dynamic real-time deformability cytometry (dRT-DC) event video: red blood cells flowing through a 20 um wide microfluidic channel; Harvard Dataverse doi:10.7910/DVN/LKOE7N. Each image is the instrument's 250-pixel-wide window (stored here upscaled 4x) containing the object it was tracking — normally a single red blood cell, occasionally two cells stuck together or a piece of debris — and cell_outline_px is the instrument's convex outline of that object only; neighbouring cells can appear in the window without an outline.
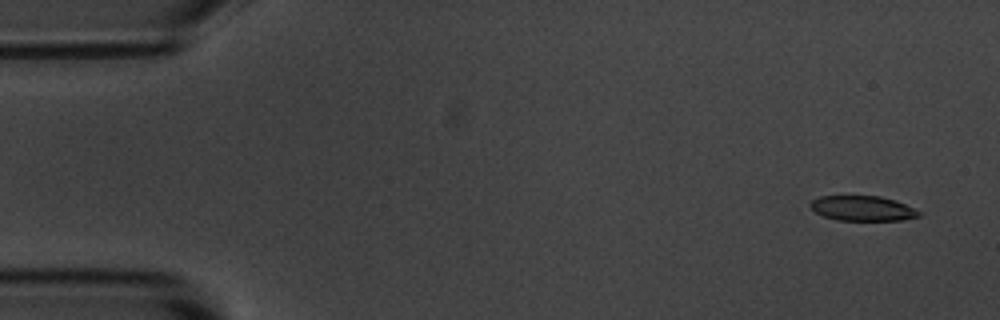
{"species": "common noctule bat (a hibernating species)", "species_latin": "Nyctalus noctula", "temperature_condition": "room temperature", "stored_images_in_passage": 14, "camera_frame_rate_fps": 3000, "um_per_image_px": 0.085, "animal": {"sex": "male", "body_mass_g": 20.1, "forearm_length_mm": 53.5}, "frame": {"image": 1, "passage_image": 1, "time_ms": 0.0, "image_size_px": [1000, 320], "cell_outline_px": [[924, 212], [920, 216], [900, 220], [836, 220], [824, 216], [816, 212], [808, 204], [812, 200], [820, 196], [880, 196], [896, 200]], "centroid_in_image_um": [73.36, 17.7], "position_along_channel_um": 11.6, "area_um2": 15.9}}
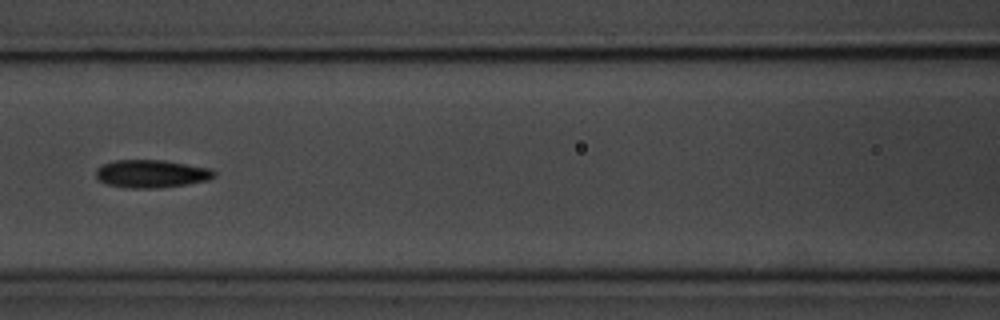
{"frame": {"image": 2, "passage_image": 6, "time_ms": 7.0, "image_size_px": [1000, 320], "cell_outline_px": [[216, 176], [208, 180], [188, 184], [160, 188], [132, 188], [108, 184], [96, 180], [96, 168], [104, 164], [116, 160], [164, 160], [208, 168], [216, 172]], "centroid_in_image_um": [12.87, 14.77], "position_along_channel_um": 153.7, "area_um2": 19.19}}
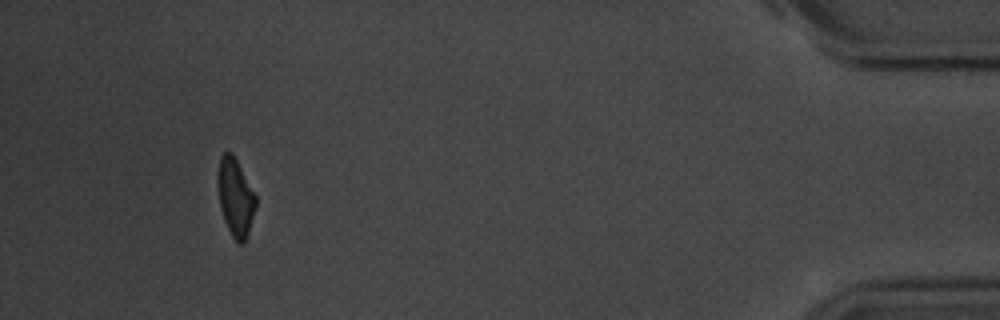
{"frame": {"image": 3, "passage_image": 13, "time_ms": 16.0, "image_size_px": [1000, 320], "cell_outline_px": [[256, 204], [248, 232], [244, 244], [236, 244], [224, 220], [220, 204], [216, 180], [216, 176], [220, 156], [224, 152], [232, 152], [256, 196]], "centroid_in_image_um": [19.98, 16.76], "position_along_channel_um": 415.2, "area_um2": 17.17}, "authors_computed_cell_mechanics": {"area_um2": 18.3804, "velocity_mm_per_s": 3.6644, "shape_relaxation_time_tau1_ms": 6.7615, "shape_relaxation_time_tau2_ms": 4.1256, "deformation_change_tau1": 0.1854, "deformation_change_tau2": 0.1172}}